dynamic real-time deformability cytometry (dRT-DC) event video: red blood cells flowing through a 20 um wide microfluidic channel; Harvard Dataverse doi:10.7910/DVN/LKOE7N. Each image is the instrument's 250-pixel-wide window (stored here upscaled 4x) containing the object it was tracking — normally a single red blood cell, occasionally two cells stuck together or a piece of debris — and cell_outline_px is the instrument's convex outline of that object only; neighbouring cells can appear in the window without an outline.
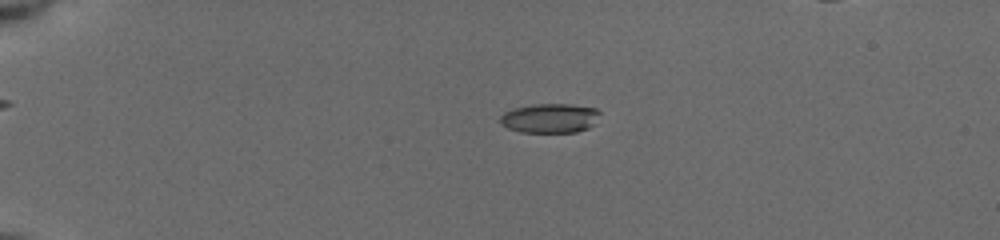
{"species": "common noctule bat (a hibernating species)", "species_latin": "Nyctalus noctula", "temperature_condition": "cold", "stored_images_in_passage": 61, "camera_frame_rate_fps": 3000, "um_per_image_px": 0.085, "animal": {"sex": "female", "body_mass_g": 19.5, "forearm_length_mm": 54.1}, "frame": {"image": 1, "passage_image": 18, "time_ms": 4.333, "image_size_px": [1000, 240], "cell_outline_px": [[600, 112], [592, 124], [588, 128], [576, 132], [520, 132], [508, 128], [500, 124], [500, 116], [504, 112], [512, 108], [532, 104], [572, 104], [596, 108]], "centroid_in_image_um": [46.69, 10.03], "position_along_channel_um": 38.3, "area_um2": 17.11}}
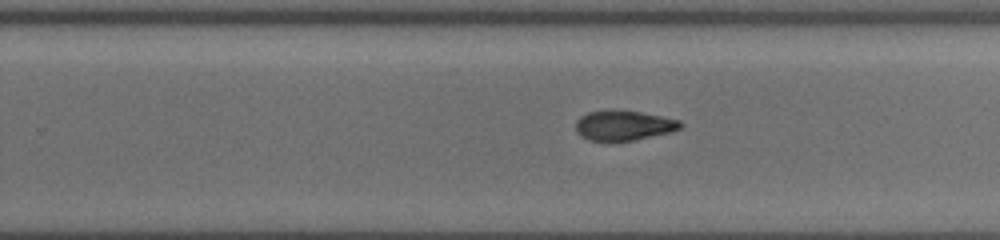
{"frame": {"image": 2, "passage_image": 42, "time_ms": 12.0, "image_size_px": [1000, 240], "cell_outline_px": [[684, 124], [680, 128], [672, 132], [636, 140], [588, 140], [580, 136], [576, 132], [576, 120], [580, 116], [588, 112], [640, 112], [680, 120]], "centroid_in_image_um": [53.04, 10.69], "position_along_channel_um": 276.8, "area_um2": 17.8}}
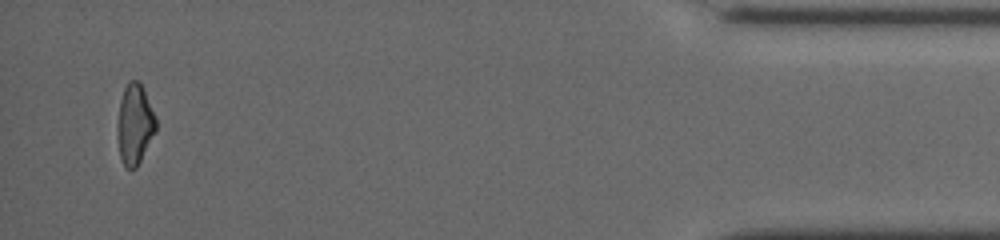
{"frame": {"image": 3, "passage_image": 60, "time_ms": 17.333, "image_size_px": [1000, 240], "cell_outline_px": [[156, 128], [136, 168], [128, 168], [124, 164], [120, 156], [116, 128], [116, 124], [120, 100], [124, 88], [128, 80], [140, 80], [144, 88], [156, 116]], "centroid_in_image_um": [11.43, 10.48], "position_along_channel_um": 423.8, "area_um2": 18.03}}